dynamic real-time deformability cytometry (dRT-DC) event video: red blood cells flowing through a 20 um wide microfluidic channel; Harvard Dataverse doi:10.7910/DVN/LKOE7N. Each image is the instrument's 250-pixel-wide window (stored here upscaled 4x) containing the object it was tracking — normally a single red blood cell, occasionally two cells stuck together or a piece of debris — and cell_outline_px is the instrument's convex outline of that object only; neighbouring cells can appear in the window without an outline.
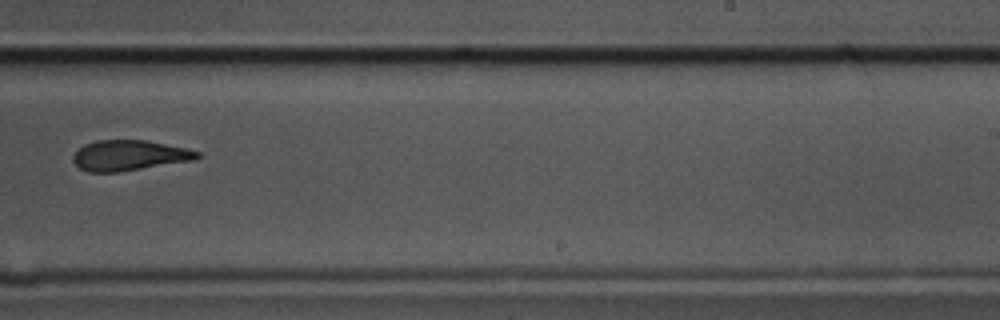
{"species": "common noctule bat (a hibernating species)", "species_latin": "Nyctalus noctula", "temperature_condition": "cold", "stored_images_in_passage": 13, "camera_frame_rate_fps": 3000, "um_per_image_px": 0.085, "animal": {"sex": "male", "body_mass_g": 17.5, "forearm_length_mm": 52.3}, "frame": {"image": 1, "passage_image": 10, "time_ms": 3.0, "image_size_px": [1000, 320], "cell_outline_px": [[200, 156], [196, 160], [120, 172], [88, 172], [80, 168], [72, 160], [72, 156], [84, 144], [96, 140], [144, 140], [188, 148], [200, 152]], "centroid_in_image_um": [11.01, 13.21], "position_along_channel_um": 278.0, "area_um2": 22.14}}
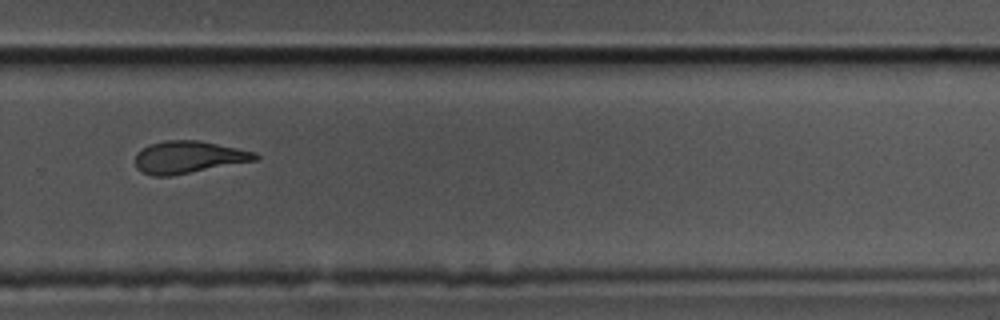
{"frame": {"image": 2, "passage_image": 11, "time_ms": 3.333, "image_size_px": [1000, 320], "cell_outline_px": [[260, 156], [256, 160], [168, 176], [152, 176], [140, 172], [136, 168], [136, 152], [148, 144], [164, 140], [196, 140], [256, 152]], "centroid_in_image_um": [15.95, 13.35], "position_along_channel_um": 313.8, "area_um2": 22.37}}
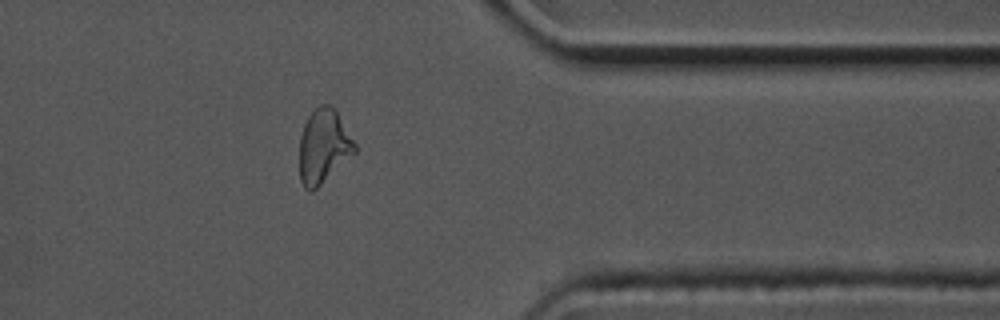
{"frame": {"image": 3, "passage_image": 13, "time_ms": 4.0, "image_size_px": [1000, 320], "cell_outline_px": [[356, 152], [312, 192], [308, 192], [304, 188], [300, 180], [300, 136], [304, 124], [308, 116], [320, 104], [332, 104], [336, 108], [356, 144]], "centroid_in_image_um": [27.51, 12.42], "position_along_channel_um": 383.9, "area_um2": 23.99}}